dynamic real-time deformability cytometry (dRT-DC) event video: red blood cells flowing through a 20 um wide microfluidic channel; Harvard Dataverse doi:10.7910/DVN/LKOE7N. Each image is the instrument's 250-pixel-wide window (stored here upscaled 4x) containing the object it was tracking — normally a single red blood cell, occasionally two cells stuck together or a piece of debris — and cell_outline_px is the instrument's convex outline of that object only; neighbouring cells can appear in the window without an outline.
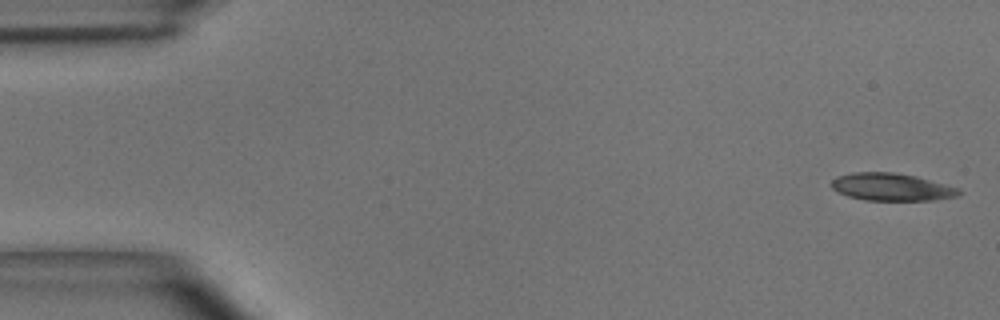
{"species": "common noctule bat (a hibernating species)", "species_latin": "Nyctalus noctula", "temperature_condition": "room temperature", "stored_images_in_passage": 46, "camera_frame_rate_fps": 3000, "um_per_image_px": 0.085, "animal": {"sex": "male", "body_mass_g": 15.6}, "frame": {"image": 1, "passage_image": 1, "time_ms": 0.0, "image_size_px": [1000, 320], "cell_outline_px": [[964, 192], [956, 196], [932, 200], [864, 200], [848, 196], [836, 192], [832, 188], [832, 180], [836, 176], [852, 172], [892, 172], [916, 176], [960, 188]], "centroid_in_image_um": [75.77, 15.89], "position_along_channel_um": 9.2, "area_um2": 20.52}}
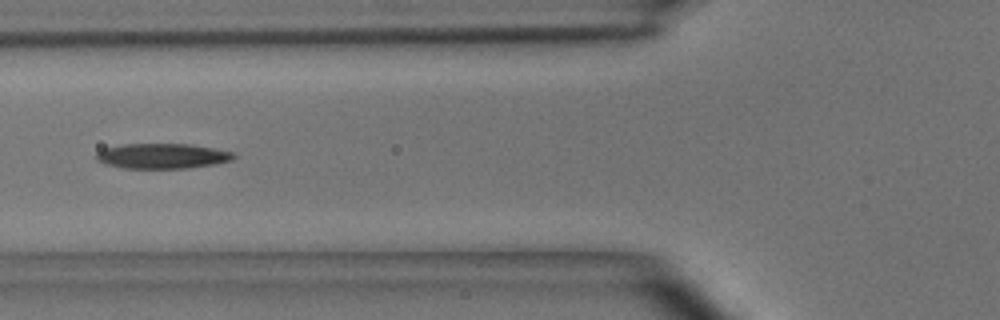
{"frame": {"image": 2, "passage_image": 18, "time_ms": 5.667, "image_size_px": [1000, 320], "cell_outline_px": [[236, 156], [232, 160], [216, 164], [188, 168], [120, 168], [104, 164], [96, 160], [96, 152], [104, 148], [124, 144], [188, 144], [216, 148], [232, 152]], "centroid_in_image_um": [13.78, 13.26], "position_along_channel_um": 112.0, "area_um2": 20.29}}
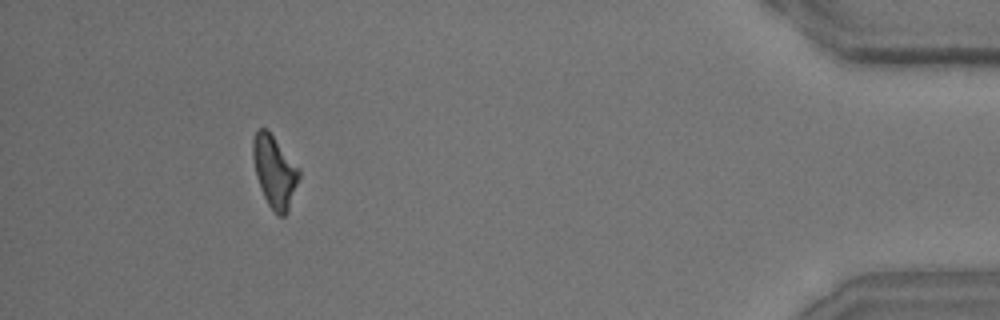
{"frame": {"image": 3, "passage_image": 45, "time_ms": 14.667, "image_size_px": [1000, 320], "cell_outline_px": [[300, 176], [288, 212], [284, 216], [280, 216], [268, 204], [264, 196], [256, 172], [252, 156], [252, 140], [256, 132], [260, 128], [264, 128], [272, 136], [300, 168]], "centroid_in_image_um": [23.35, 14.59], "position_along_channel_um": 411.8, "area_um2": 18.84}}